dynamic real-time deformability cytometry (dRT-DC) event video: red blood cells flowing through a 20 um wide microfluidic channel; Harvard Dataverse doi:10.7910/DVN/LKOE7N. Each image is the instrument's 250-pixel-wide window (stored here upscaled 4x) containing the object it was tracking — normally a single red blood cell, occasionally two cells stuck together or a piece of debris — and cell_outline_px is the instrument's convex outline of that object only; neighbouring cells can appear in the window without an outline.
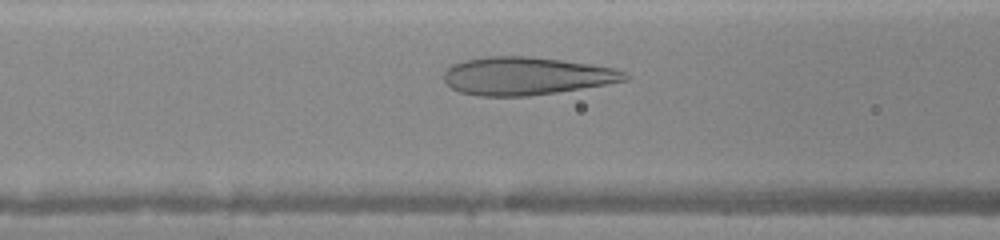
{"species": "human", "species_latin": "Homo sapiens", "temperature_condition": "warm", "stored_images_in_passage": 26, "camera_frame_rate_fps": 3000, "um_per_image_px": 0.085, "donor": {"sex": "female"}, "frame": {"image": 1, "passage_image": 7, "time_ms": 2.0, "image_size_px": [1000, 240], "cell_outline_px": [[628, 80], [608, 84], [556, 92], [528, 96], [476, 96], [460, 92], [452, 88], [444, 80], [444, 72], [452, 64], [464, 60], [484, 56], [524, 56], [560, 60], [592, 64], [616, 68], [624, 72], [628, 76]], "centroid_in_image_um": [44.72, 6.46], "position_along_channel_um": 121.9, "area_um2": 40.0}}
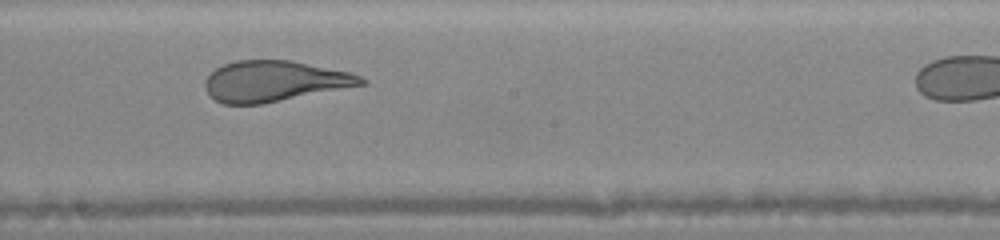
{"frame": {"image": 2, "passage_image": 14, "time_ms": 4.333, "image_size_px": [1000, 240], "cell_outline_px": [[368, 84], [264, 104], [224, 104], [216, 100], [204, 88], [204, 84], [208, 76], [216, 68], [224, 64], [236, 60], [292, 60], [348, 72], [360, 76], [368, 80]], "centroid_in_image_um": [23.35, 6.9], "position_along_channel_um": 224.8, "area_um2": 37.17}}
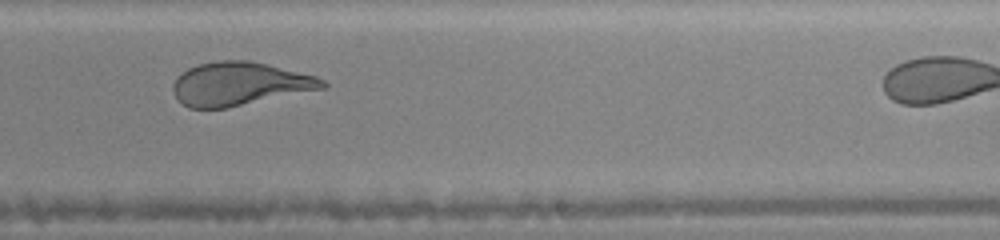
{"frame": {"image": 3, "passage_image": 17, "time_ms": 5.333, "image_size_px": [1000, 240], "cell_outline_px": [[328, 84], [324, 88], [228, 108], [188, 108], [176, 96], [172, 88], [172, 84], [176, 76], [180, 72], [196, 64], [216, 60], [248, 60], [316, 76], [324, 80]], "centroid_in_image_um": [20.32, 7.12], "position_along_channel_um": 268.7, "area_um2": 37.74}}